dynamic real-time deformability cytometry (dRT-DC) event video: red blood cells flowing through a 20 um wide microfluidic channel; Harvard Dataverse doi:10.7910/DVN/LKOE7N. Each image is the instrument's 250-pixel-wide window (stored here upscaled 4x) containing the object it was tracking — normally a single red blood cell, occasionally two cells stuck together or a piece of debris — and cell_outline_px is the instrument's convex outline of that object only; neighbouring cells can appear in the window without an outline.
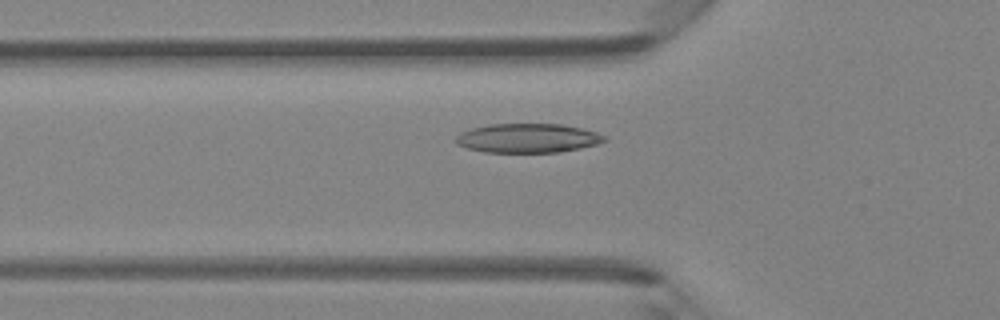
{"species": "Egyptian fruit bat (a non-hibernating species)", "species_latin": "Rousettus aegyptiacus", "temperature_condition": "room temperature", "stored_images_in_passage": 41, "camera_frame_rate_fps": 3000, "um_per_image_px": 0.085, "animal": {"sex": "female"}, "frame": {"image": 1, "passage_image": 15, "time_ms": 4.667, "image_size_px": [1000, 320], "cell_outline_px": [[608, 140], [596, 144], [580, 148], [560, 152], [484, 152], [468, 148], [456, 144], [456, 136], [460, 132], [472, 128], [488, 124], [560, 124], [580, 128], [596, 132], [604, 136]], "centroid_in_image_um": [44.83, 11.74], "position_along_channel_um": 81.0, "area_um2": 25.14}}
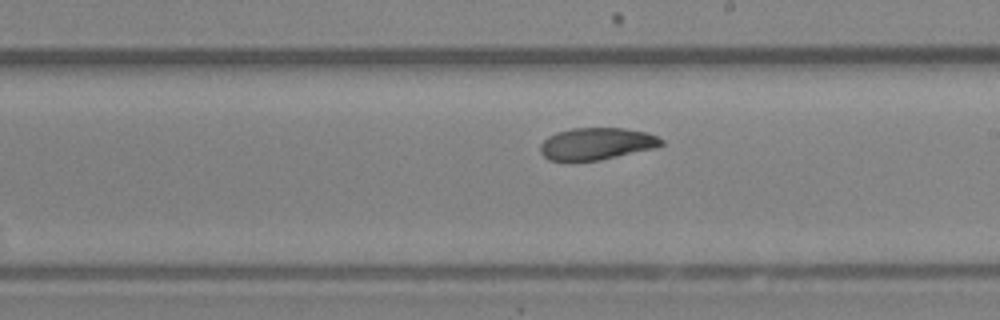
{"frame": {"image": 2, "passage_image": 26, "time_ms": 8.333, "image_size_px": [1000, 320], "cell_outline_px": [[664, 144], [652, 148], [600, 160], [548, 160], [540, 152], [540, 144], [548, 136], [556, 132], [572, 128], [624, 128], [648, 132], [664, 140]], "centroid_in_image_um": [50.7, 12.2], "position_along_channel_um": 238.3, "area_um2": 22.43}}
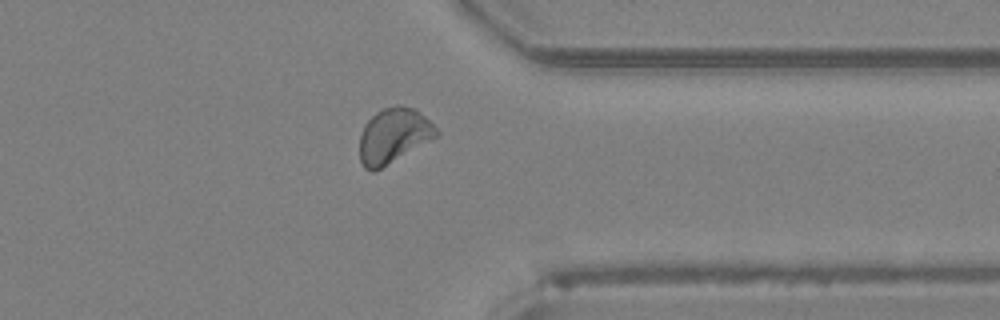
{"frame": {"image": 3, "passage_image": 36, "time_ms": 11.667, "image_size_px": [1000, 320], "cell_outline_px": [[440, 136], [380, 168], [372, 172], [364, 168], [360, 160], [360, 136], [364, 124], [376, 112], [384, 108], [396, 104], [400, 104], [416, 108], [440, 132]], "centroid_in_image_um": [33.47, 11.51], "position_along_channel_um": 377.9, "area_um2": 24.68}, "authors_computed_cell_mechanics": {"area_um2": 23.9292, "velocity_mm_per_s": 4.3114, "shape_relaxation_time_tau1_ms": 3.8284, "shape_relaxation_time_tau2_ms": 3.2146, "deformation_change_tau1": 0.1224, "deformation_change_tau2": 0.0824}}